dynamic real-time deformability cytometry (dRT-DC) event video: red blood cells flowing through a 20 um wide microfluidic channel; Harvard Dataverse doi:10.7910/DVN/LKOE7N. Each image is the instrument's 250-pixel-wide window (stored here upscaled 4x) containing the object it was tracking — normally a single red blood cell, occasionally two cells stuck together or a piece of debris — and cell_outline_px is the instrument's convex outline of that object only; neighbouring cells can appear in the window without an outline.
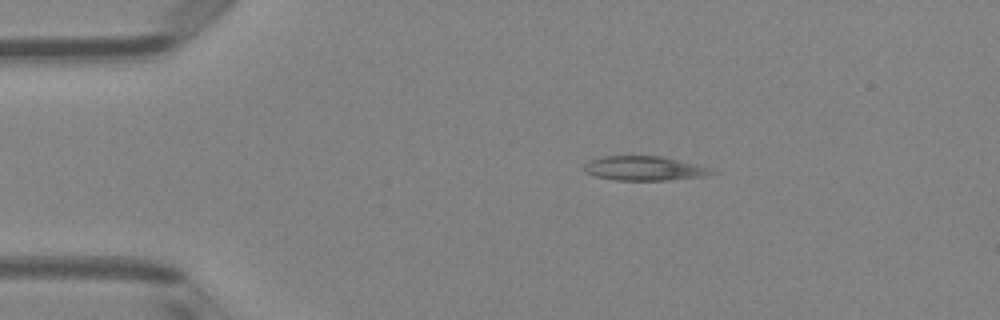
{"species": "Egyptian fruit bat (a non-hibernating species)", "species_latin": "Rousettus aegyptiacus", "temperature_condition": "room temperature", "stored_images_in_passage": 42, "camera_frame_rate_fps": 3000, "um_per_image_px": 0.085, "animal": {"sex": "female"}, "frame": {"image": 1, "passage_image": 1, "time_ms": 0.0, "image_size_px": [1000, 320], "cell_outline_px": [[720, 172], [704, 176], [668, 180], [616, 180], [596, 176], [584, 172], [584, 164], [588, 160], [604, 156], [664, 156], [696, 164]], "centroid_in_image_um": [54.76, 14.3], "position_along_channel_um": 30.2, "area_um2": 18.15}}
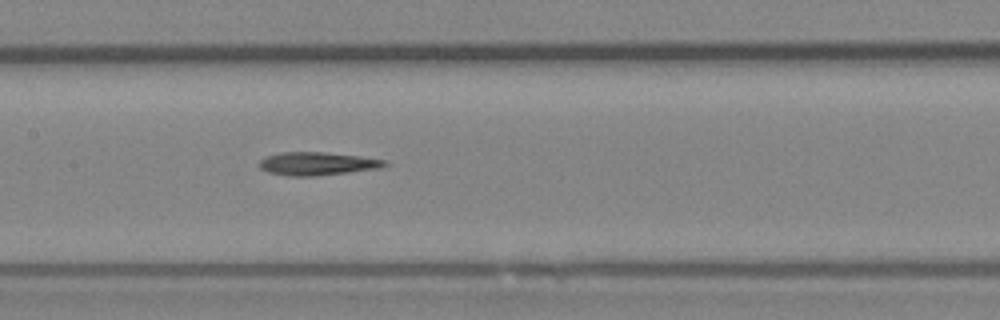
{"frame": {"image": 2, "passage_image": 16, "time_ms": 5.0, "image_size_px": [1000, 320], "cell_outline_px": [[388, 164], [384, 168], [316, 176], [288, 176], [268, 172], [260, 168], [256, 164], [264, 156], [280, 152], [324, 152], [360, 156], [388, 160]], "centroid_in_image_um": [26.97, 13.91], "position_along_channel_um": 180.4, "area_um2": 17.28}}
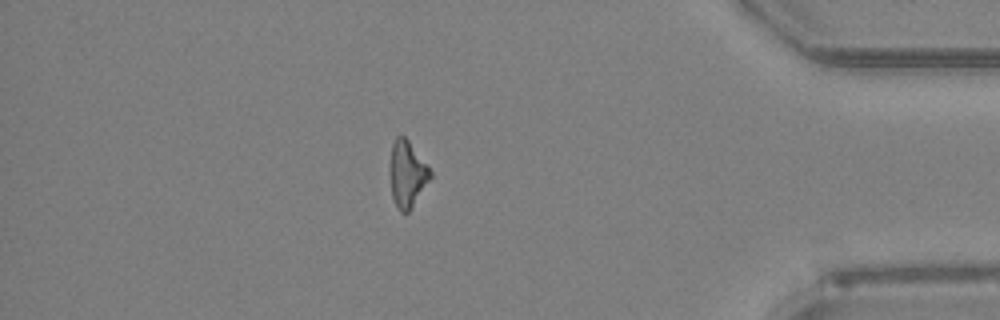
{"frame": {"image": 3, "passage_image": 35, "time_ms": 11.333, "image_size_px": [1000, 320], "cell_outline_px": [[432, 176], [408, 212], [400, 212], [392, 196], [388, 172], [388, 168], [392, 144], [396, 136], [404, 136], [408, 140], [432, 172]], "centroid_in_image_um": [34.57, 14.77], "position_along_channel_um": 400.6, "area_um2": 15.55}, "authors_computed_cell_mechanics": {"area_um2": 16.6175, "velocity_mm_per_s": 4.052, "shape_relaxation_time_tau1_ms": null, "shape_relaxation_time_tau2_ms": 2.1192, "deformation_change_tau1": null, "deformation_change_tau2": 0.1324}}